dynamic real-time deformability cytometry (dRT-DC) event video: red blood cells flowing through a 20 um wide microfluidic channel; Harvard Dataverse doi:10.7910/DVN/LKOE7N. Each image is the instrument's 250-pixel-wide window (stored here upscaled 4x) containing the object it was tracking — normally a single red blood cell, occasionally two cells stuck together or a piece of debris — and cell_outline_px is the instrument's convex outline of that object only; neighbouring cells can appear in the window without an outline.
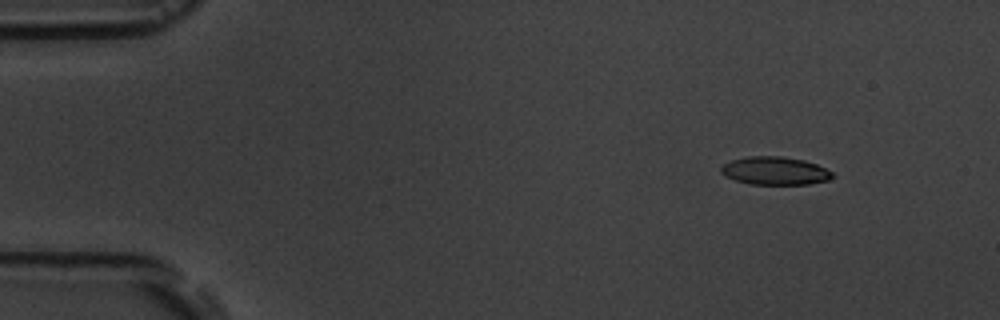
{"species": "common noctule bat (a hibernating species)", "species_latin": "Nyctalus noctula", "temperature_condition": "room temperature", "stored_images_in_passage": 6, "camera_frame_rate_fps": 3000, "um_per_image_px": 0.085, "animal": {"sex": "male", "body_mass_g": 19.5, "forearm_length_mm": 54.6}, "frame": {"image": 1, "passage_image": 2, "time_ms": 1.0, "image_size_px": [1000, 320], "cell_outline_px": [[836, 176], [828, 180], [808, 184], [752, 184], [736, 180], [724, 176], [720, 172], [720, 168], [724, 164], [732, 160], [748, 156], [784, 156], [804, 160], [816, 164], [832, 172]], "centroid_in_image_um": [65.87, 14.51], "position_along_channel_um": 19.1, "area_um2": 18.21}}
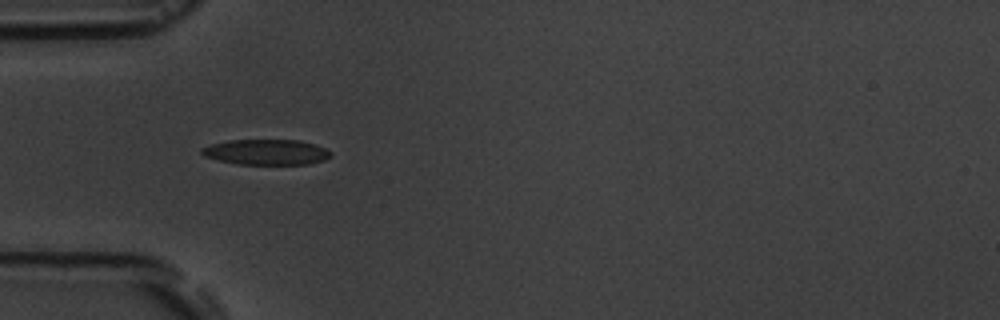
{"frame": {"image": 2, "passage_image": 5, "time_ms": 4.667, "image_size_px": [1000, 320], "cell_outline_px": [[332, 156], [324, 160], [308, 164], [236, 164], [204, 156], [200, 152], [200, 148], [212, 144], [228, 140], [300, 140], [324, 148], [332, 152]], "centroid_in_image_um": [22.63, 12.93], "position_along_channel_um": 62.4, "area_um2": 19.07}}
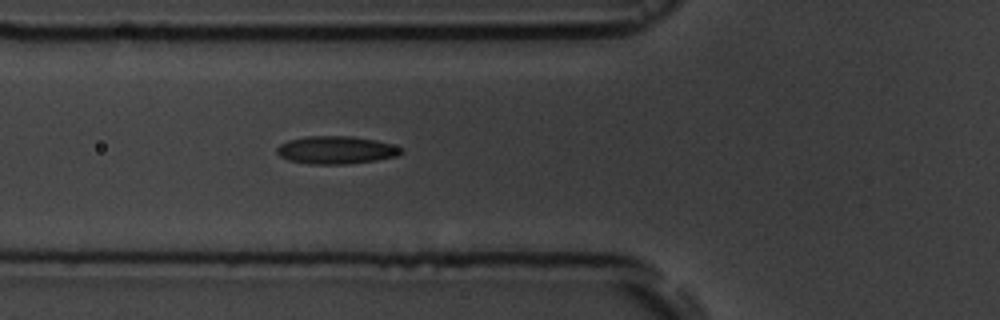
{"frame": {"image": 3, "passage_image": 6, "time_ms": 5.667, "image_size_px": [1000, 320], "cell_outline_px": [[404, 152], [400, 156], [376, 160], [348, 164], [308, 164], [288, 160], [280, 156], [276, 152], [276, 148], [280, 144], [288, 140], [308, 136], [352, 136], [376, 140], [392, 144], [404, 148]], "centroid_in_image_um": [28.61, 12.75], "position_along_channel_um": 97.2, "area_um2": 20.4}}